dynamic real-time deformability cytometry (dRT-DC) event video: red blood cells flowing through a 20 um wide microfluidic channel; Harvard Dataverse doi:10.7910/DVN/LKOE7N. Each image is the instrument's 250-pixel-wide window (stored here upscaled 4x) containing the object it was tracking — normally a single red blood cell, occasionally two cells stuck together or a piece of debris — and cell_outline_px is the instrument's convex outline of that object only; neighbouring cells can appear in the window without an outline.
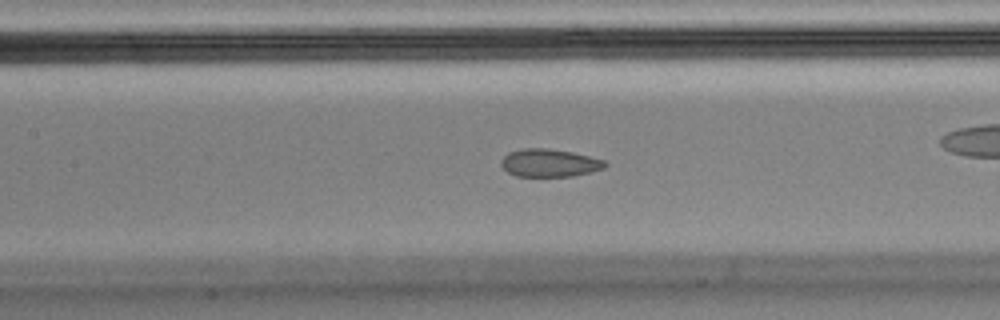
{"species": "Egyptian fruit bat (a non-hibernating species)", "species_latin": "Rousettus aegyptiacus", "temperature_condition": "cold", "stored_images_in_passage": 56, "camera_frame_rate_fps": 3000, "um_per_image_px": 0.085, "animal": {"sex": "male"}, "frame": {"image": 1, "passage_image": 25, "time_ms": 8.0, "image_size_px": [1000, 320], "cell_outline_px": [[608, 164], [604, 168], [592, 172], [572, 176], [516, 176], [508, 172], [500, 164], [500, 160], [508, 152], [524, 148], [548, 148], [572, 152], [604, 160]], "centroid_in_image_um": [46.69, 13.84], "position_along_channel_um": 160.7, "area_um2": 16.88}}